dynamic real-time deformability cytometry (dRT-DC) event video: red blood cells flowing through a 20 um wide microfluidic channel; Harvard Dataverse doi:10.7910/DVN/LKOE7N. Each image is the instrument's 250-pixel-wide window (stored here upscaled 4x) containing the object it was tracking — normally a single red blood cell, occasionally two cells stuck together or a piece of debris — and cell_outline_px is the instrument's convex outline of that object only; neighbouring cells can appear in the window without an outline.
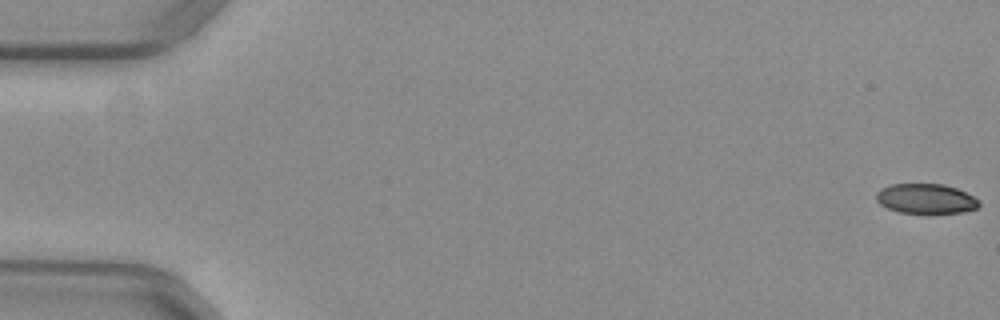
{"species": "common noctule bat (a hibernating species)", "species_latin": "Nyctalus noctula", "temperature_condition": "warm", "stored_images_in_passage": 47, "camera_frame_rate_fps": 3000, "um_per_image_px": 0.085, "animal": {"sex": "female", "body_mass_g": 29.2, "forearm_length_mm": 56.3}, "frame": {"image": 1, "passage_image": 1, "time_ms": 0.0, "image_size_px": [1000, 320], "cell_outline_px": [[980, 204], [976, 208], [964, 212], [896, 212], [880, 204], [876, 200], [876, 192], [880, 188], [892, 184], [944, 184], [956, 188], [980, 200]], "centroid_in_image_um": [78.67, 16.87], "position_along_channel_um": 6.3, "area_um2": 17.69}}
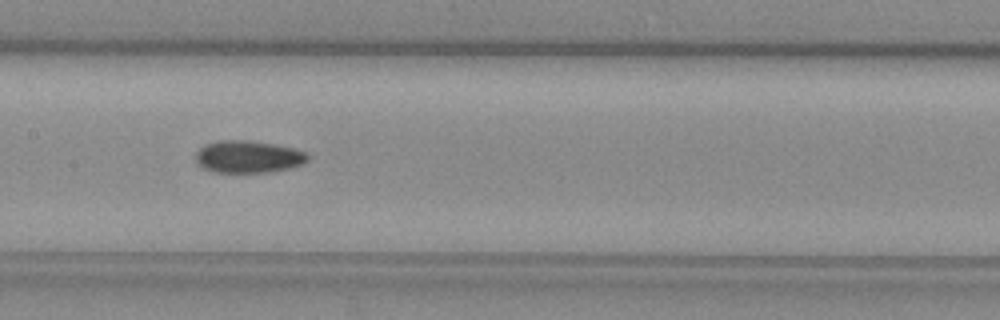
{"frame": {"image": 2, "passage_image": 27, "time_ms": 8.667, "image_size_px": [1000, 320], "cell_outline_px": [[308, 160], [300, 164], [288, 168], [272, 172], [212, 172], [196, 164], [196, 152], [204, 144], [220, 140], [248, 140], [272, 144], [292, 148], [304, 152], [308, 156]], "centroid_in_image_um": [21.03, 13.32], "position_along_channel_um": 186.4, "area_um2": 20.92}}
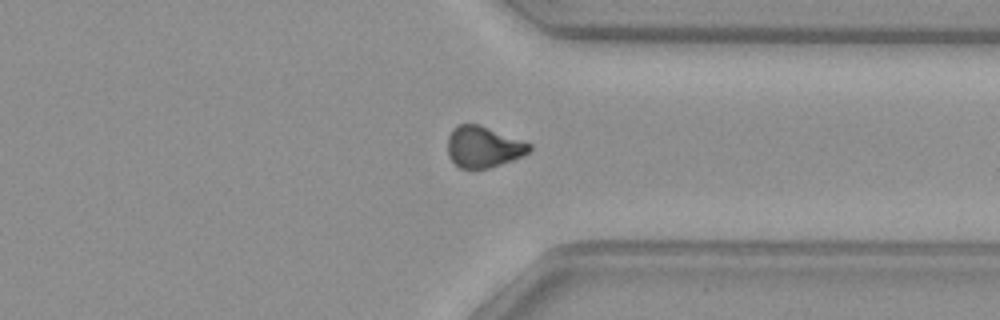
{"frame": {"image": 3, "passage_image": 41, "time_ms": 13.333, "image_size_px": [1000, 320], "cell_outline_px": [[532, 148], [528, 152], [512, 160], [488, 168], [460, 168], [448, 156], [448, 136], [452, 128], [456, 124], [480, 124], [532, 144]], "centroid_in_image_um": [41.06, 12.46], "position_along_channel_um": 370.3, "area_um2": 19.54}}